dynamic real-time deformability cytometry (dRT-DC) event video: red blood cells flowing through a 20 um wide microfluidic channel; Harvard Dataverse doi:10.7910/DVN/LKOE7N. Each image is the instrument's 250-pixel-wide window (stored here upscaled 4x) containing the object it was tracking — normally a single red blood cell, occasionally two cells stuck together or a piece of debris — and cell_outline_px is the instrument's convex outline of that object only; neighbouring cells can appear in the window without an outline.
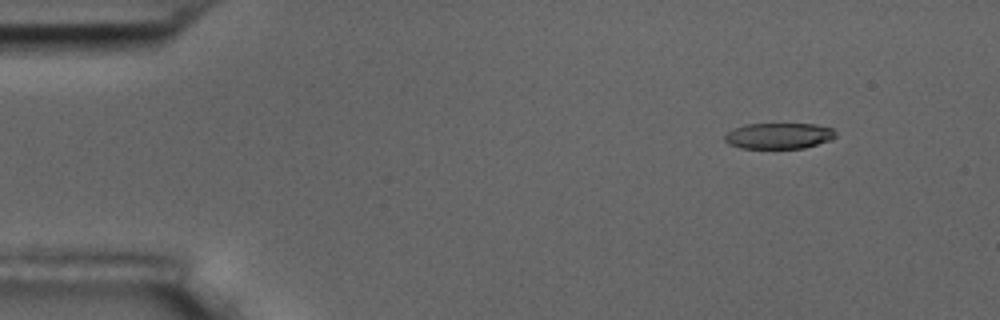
{"species": "common noctule bat (a hibernating species)", "species_latin": "Nyctalus noctula", "temperature_condition": "room temperature", "stored_images_in_passage": 5, "segment_of_instrument_passage": [1, 2], "camera_frame_rate_fps": 3000, "um_per_image_px": 0.085, "animal": {"sex": "male", "body_mass_g": 17.5, "forearm_length_mm": 52.3}, "frame": {"image": 1, "passage_image": 1, "time_ms": 0.0, "image_size_px": [1000, 320], "cell_outline_px": [[836, 136], [832, 140], [804, 148], [740, 148], [728, 144], [724, 140], [724, 136], [728, 132], [736, 128], [748, 124], [816, 124], [832, 128], [836, 132]], "centroid_in_image_um": [66.23, 11.55], "position_along_channel_um": 18.8, "area_um2": 16.76}}
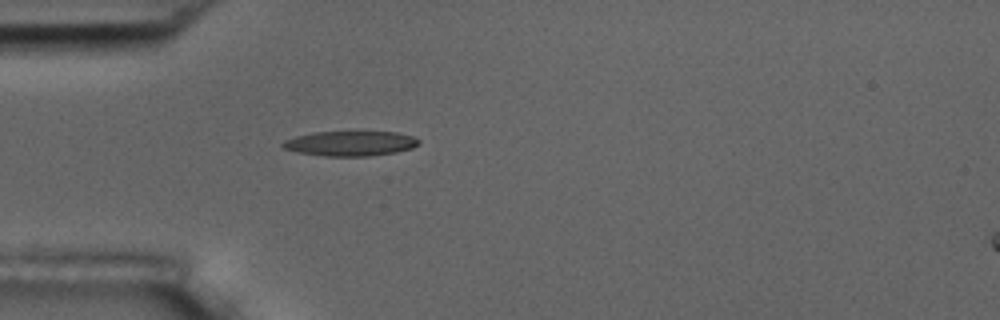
{"frame": {"image": 2, "passage_image": 4, "time_ms": 3.333, "image_size_px": [1000, 320], "cell_outline_px": [[420, 144], [412, 148], [396, 152], [368, 156], [324, 156], [296, 152], [284, 148], [280, 144], [284, 140], [296, 136], [312, 132], [396, 132], [412, 136], [420, 140]], "centroid_in_image_um": [29.77, 12.19], "position_along_channel_um": 55.2, "area_um2": 19.77}}